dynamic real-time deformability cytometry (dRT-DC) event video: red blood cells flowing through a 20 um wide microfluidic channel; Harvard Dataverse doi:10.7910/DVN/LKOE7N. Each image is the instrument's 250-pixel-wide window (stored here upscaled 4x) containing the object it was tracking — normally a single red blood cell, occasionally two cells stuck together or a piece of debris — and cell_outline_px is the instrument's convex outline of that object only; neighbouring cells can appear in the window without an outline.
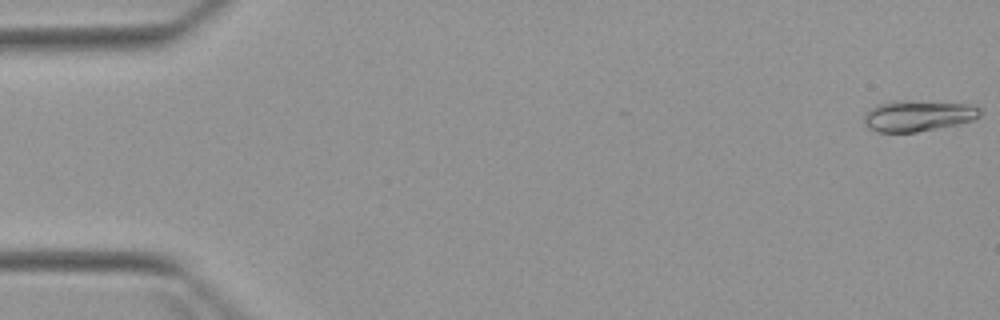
{"species": "Egyptian fruit bat (a non-hibernating species)", "species_latin": "Rousettus aegyptiacus", "temperature_condition": "warm", "stored_images_in_passage": 3, "camera_frame_rate_fps": 3000, "um_per_image_px": 0.085, "animal": {"sex": "female"}, "frame": {"image": 1, "passage_image": 1, "time_ms": 0.0, "image_size_px": [1000, 320], "cell_outline_px": [[980, 116], [972, 120], [960, 124], [916, 132], [876, 132], [868, 128], [864, 124], [864, 112], [880, 104], [896, 100], [904, 100], [968, 104], [980, 108]], "centroid_in_image_um": [78.0, 9.85], "position_along_channel_um": 7.0, "area_um2": 20.98}}
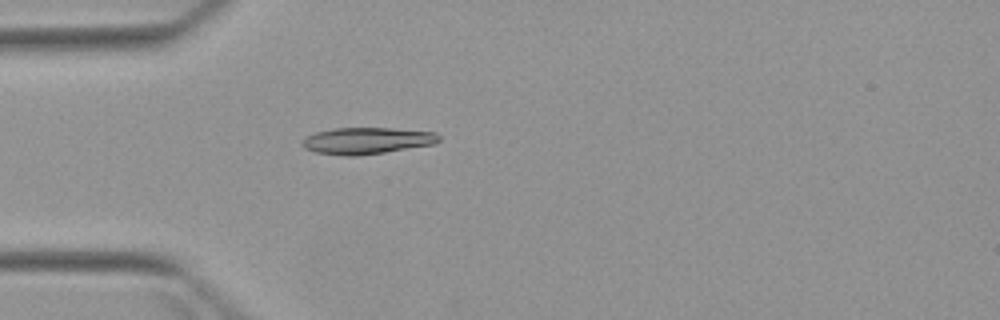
{"frame": {"image": 2, "passage_image": 3, "time_ms": 4.667, "image_size_px": [1000, 320], "cell_outline_px": [[440, 140], [432, 144], [384, 152], [356, 156], [348, 156], [316, 152], [304, 148], [300, 144], [304, 136], [316, 132], [336, 128], [392, 128], [436, 132], [440, 136]], "centroid_in_image_um": [31.14, 11.95], "position_along_channel_um": 53.9, "area_um2": 21.1}}